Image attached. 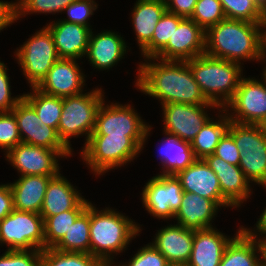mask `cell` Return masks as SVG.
<instances>
[{
	"label": "cell",
	"mask_w": 266,
	"mask_h": 266,
	"mask_svg": "<svg viewBox=\"0 0 266 266\" xmlns=\"http://www.w3.org/2000/svg\"><path fill=\"white\" fill-rule=\"evenodd\" d=\"M53 177L56 176L26 175L9 183L14 210L40 214L48 183Z\"/></svg>",
	"instance_id": "obj_25"
},
{
	"label": "cell",
	"mask_w": 266,
	"mask_h": 266,
	"mask_svg": "<svg viewBox=\"0 0 266 266\" xmlns=\"http://www.w3.org/2000/svg\"><path fill=\"white\" fill-rule=\"evenodd\" d=\"M225 18L226 16L220 0H198L190 17L205 31Z\"/></svg>",
	"instance_id": "obj_36"
},
{
	"label": "cell",
	"mask_w": 266,
	"mask_h": 266,
	"mask_svg": "<svg viewBox=\"0 0 266 266\" xmlns=\"http://www.w3.org/2000/svg\"><path fill=\"white\" fill-rule=\"evenodd\" d=\"M142 1L160 2V3H165V4L167 2V0H142Z\"/></svg>",
	"instance_id": "obj_52"
},
{
	"label": "cell",
	"mask_w": 266,
	"mask_h": 266,
	"mask_svg": "<svg viewBox=\"0 0 266 266\" xmlns=\"http://www.w3.org/2000/svg\"><path fill=\"white\" fill-rule=\"evenodd\" d=\"M30 87H37L59 59L53 35L45 26L14 52Z\"/></svg>",
	"instance_id": "obj_8"
},
{
	"label": "cell",
	"mask_w": 266,
	"mask_h": 266,
	"mask_svg": "<svg viewBox=\"0 0 266 266\" xmlns=\"http://www.w3.org/2000/svg\"><path fill=\"white\" fill-rule=\"evenodd\" d=\"M164 134L176 136L191 142L201 127L210 118L207 108H217L215 104L193 105L185 103H168L162 105ZM205 108V109H204Z\"/></svg>",
	"instance_id": "obj_14"
},
{
	"label": "cell",
	"mask_w": 266,
	"mask_h": 266,
	"mask_svg": "<svg viewBox=\"0 0 266 266\" xmlns=\"http://www.w3.org/2000/svg\"><path fill=\"white\" fill-rule=\"evenodd\" d=\"M264 246H265V259H266V243L264 244Z\"/></svg>",
	"instance_id": "obj_54"
},
{
	"label": "cell",
	"mask_w": 266,
	"mask_h": 266,
	"mask_svg": "<svg viewBox=\"0 0 266 266\" xmlns=\"http://www.w3.org/2000/svg\"><path fill=\"white\" fill-rule=\"evenodd\" d=\"M260 82L253 78L240 80L233 98L224 107L229 119L239 124L266 125V76ZM234 111L233 113L229 112Z\"/></svg>",
	"instance_id": "obj_10"
},
{
	"label": "cell",
	"mask_w": 266,
	"mask_h": 266,
	"mask_svg": "<svg viewBox=\"0 0 266 266\" xmlns=\"http://www.w3.org/2000/svg\"><path fill=\"white\" fill-rule=\"evenodd\" d=\"M263 73H264L265 76H266V65H265V67H264V71H263Z\"/></svg>",
	"instance_id": "obj_53"
},
{
	"label": "cell",
	"mask_w": 266,
	"mask_h": 266,
	"mask_svg": "<svg viewBox=\"0 0 266 266\" xmlns=\"http://www.w3.org/2000/svg\"><path fill=\"white\" fill-rule=\"evenodd\" d=\"M89 203L84 198L74 209L49 216L44 220L45 249L53 248L63 238L75 220L86 210Z\"/></svg>",
	"instance_id": "obj_32"
},
{
	"label": "cell",
	"mask_w": 266,
	"mask_h": 266,
	"mask_svg": "<svg viewBox=\"0 0 266 266\" xmlns=\"http://www.w3.org/2000/svg\"><path fill=\"white\" fill-rule=\"evenodd\" d=\"M216 174L222 195L233 205L240 207L251 195L250 183L238 165H232L212 154L203 159Z\"/></svg>",
	"instance_id": "obj_19"
},
{
	"label": "cell",
	"mask_w": 266,
	"mask_h": 266,
	"mask_svg": "<svg viewBox=\"0 0 266 266\" xmlns=\"http://www.w3.org/2000/svg\"><path fill=\"white\" fill-rule=\"evenodd\" d=\"M214 155L232 165H239L241 158L240 150L236 146L233 137L228 132H226L220 139V142L216 146Z\"/></svg>",
	"instance_id": "obj_44"
},
{
	"label": "cell",
	"mask_w": 266,
	"mask_h": 266,
	"mask_svg": "<svg viewBox=\"0 0 266 266\" xmlns=\"http://www.w3.org/2000/svg\"><path fill=\"white\" fill-rule=\"evenodd\" d=\"M7 70L6 65L0 61V112H11L23 98V95L11 97L10 78Z\"/></svg>",
	"instance_id": "obj_43"
},
{
	"label": "cell",
	"mask_w": 266,
	"mask_h": 266,
	"mask_svg": "<svg viewBox=\"0 0 266 266\" xmlns=\"http://www.w3.org/2000/svg\"><path fill=\"white\" fill-rule=\"evenodd\" d=\"M31 89L32 92L23 94V97L33 106L41 122L58 130L63 98L45 94L36 87Z\"/></svg>",
	"instance_id": "obj_33"
},
{
	"label": "cell",
	"mask_w": 266,
	"mask_h": 266,
	"mask_svg": "<svg viewBox=\"0 0 266 266\" xmlns=\"http://www.w3.org/2000/svg\"><path fill=\"white\" fill-rule=\"evenodd\" d=\"M151 129L148 126L145 136L90 135L80 156L94 174L102 175L138 157Z\"/></svg>",
	"instance_id": "obj_5"
},
{
	"label": "cell",
	"mask_w": 266,
	"mask_h": 266,
	"mask_svg": "<svg viewBox=\"0 0 266 266\" xmlns=\"http://www.w3.org/2000/svg\"><path fill=\"white\" fill-rule=\"evenodd\" d=\"M46 27L53 35L59 58L77 60L86 56L91 28L62 19L54 20Z\"/></svg>",
	"instance_id": "obj_20"
},
{
	"label": "cell",
	"mask_w": 266,
	"mask_h": 266,
	"mask_svg": "<svg viewBox=\"0 0 266 266\" xmlns=\"http://www.w3.org/2000/svg\"><path fill=\"white\" fill-rule=\"evenodd\" d=\"M76 62V59L59 58L36 88L61 98L82 93L85 75Z\"/></svg>",
	"instance_id": "obj_17"
},
{
	"label": "cell",
	"mask_w": 266,
	"mask_h": 266,
	"mask_svg": "<svg viewBox=\"0 0 266 266\" xmlns=\"http://www.w3.org/2000/svg\"><path fill=\"white\" fill-rule=\"evenodd\" d=\"M263 60L266 63V31L263 33Z\"/></svg>",
	"instance_id": "obj_50"
},
{
	"label": "cell",
	"mask_w": 266,
	"mask_h": 266,
	"mask_svg": "<svg viewBox=\"0 0 266 266\" xmlns=\"http://www.w3.org/2000/svg\"><path fill=\"white\" fill-rule=\"evenodd\" d=\"M16 118L23 143L57 150L63 157L72 155L56 129L40 121L33 106L23 97L11 111Z\"/></svg>",
	"instance_id": "obj_12"
},
{
	"label": "cell",
	"mask_w": 266,
	"mask_h": 266,
	"mask_svg": "<svg viewBox=\"0 0 266 266\" xmlns=\"http://www.w3.org/2000/svg\"><path fill=\"white\" fill-rule=\"evenodd\" d=\"M258 25L260 26L262 33H264L266 31V2L260 8Z\"/></svg>",
	"instance_id": "obj_49"
},
{
	"label": "cell",
	"mask_w": 266,
	"mask_h": 266,
	"mask_svg": "<svg viewBox=\"0 0 266 266\" xmlns=\"http://www.w3.org/2000/svg\"><path fill=\"white\" fill-rule=\"evenodd\" d=\"M104 266H113V264H107V265H104ZM115 266V265H114Z\"/></svg>",
	"instance_id": "obj_55"
},
{
	"label": "cell",
	"mask_w": 266,
	"mask_h": 266,
	"mask_svg": "<svg viewBox=\"0 0 266 266\" xmlns=\"http://www.w3.org/2000/svg\"><path fill=\"white\" fill-rule=\"evenodd\" d=\"M14 210L10 184L0 185V221Z\"/></svg>",
	"instance_id": "obj_46"
},
{
	"label": "cell",
	"mask_w": 266,
	"mask_h": 266,
	"mask_svg": "<svg viewBox=\"0 0 266 266\" xmlns=\"http://www.w3.org/2000/svg\"><path fill=\"white\" fill-rule=\"evenodd\" d=\"M74 0H17L15 2V21L26 14L61 13Z\"/></svg>",
	"instance_id": "obj_37"
},
{
	"label": "cell",
	"mask_w": 266,
	"mask_h": 266,
	"mask_svg": "<svg viewBox=\"0 0 266 266\" xmlns=\"http://www.w3.org/2000/svg\"><path fill=\"white\" fill-rule=\"evenodd\" d=\"M42 266H104L90 253L62 252L54 248L42 250Z\"/></svg>",
	"instance_id": "obj_35"
},
{
	"label": "cell",
	"mask_w": 266,
	"mask_h": 266,
	"mask_svg": "<svg viewBox=\"0 0 266 266\" xmlns=\"http://www.w3.org/2000/svg\"><path fill=\"white\" fill-rule=\"evenodd\" d=\"M205 54L242 64L241 60L263 61V33L258 23L225 18L209 27Z\"/></svg>",
	"instance_id": "obj_2"
},
{
	"label": "cell",
	"mask_w": 266,
	"mask_h": 266,
	"mask_svg": "<svg viewBox=\"0 0 266 266\" xmlns=\"http://www.w3.org/2000/svg\"><path fill=\"white\" fill-rule=\"evenodd\" d=\"M83 199L77 188L59 173L48 183L40 215L45 220L49 216L72 210Z\"/></svg>",
	"instance_id": "obj_26"
},
{
	"label": "cell",
	"mask_w": 266,
	"mask_h": 266,
	"mask_svg": "<svg viewBox=\"0 0 266 266\" xmlns=\"http://www.w3.org/2000/svg\"><path fill=\"white\" fill-rule=\"evenodd\" d=\"M127 264L115 266H169L165 256L151 243L140 248Z\"/></svg>",
	"instance_id": "obj_42"
},
{
	"label": "cell",
	"mask_w": 266,
	"mask_h": 266,
	"mask_svg": "<svg viewBox=\"0 0 266 266\" xmlns=\"http://www.w3.org/2000/svg\"><path fill=\"white\" fill-rule=\"evenodd\" d=\"M139 232L140 226L128 216L109 207L98 211L90 202V254L104 265L114 264L113 254L126 250Z\"/></svg>",
	"instance_id": "obj_3"
},
{
	"label": "cell",
	"mask_w": 266,
	"mask_h": 266,
	"mask_svg": "<svg viewBox=\"0 0 266 266\" xmlns=\"http://www.w3.org/2000/svg\"><path fill=\"white\" fill-rule=\"evenodd\" d=\"M22 142L15 115L12 112H0V149L7 154Z\"/></svg>",
	"instance_id": "obj_39"
},
{
	"label": "cell",
	"mask_w": 266,
	"mask_h": 266,
	"mask_svg": "<svg viewBox=\"0 0 266 266\" xmlns=\"http://www.w3.org/2000/svg\"><path fill=\"white\" fill-rule=\"evenodd\" d=\"M126 47L125 40L118 32L104 30L95 35L91 30L86 58L95 69L108 70L124 58Z\"/></svg>",
	"instance_id": "obj_22"
},
{
	"label": "cell",
	"mask_w": 266,
	"mask_h": 266,
	"mask_svg": "<svg viewBox=\"0 0 266 266\" xmlns=\"http://www.w3.org/2000/svg\"><path fill=\"white\" fill-rule=\"evenodd\" d=\"M187 63L207 101L224 109L239 87L242 66L205 53L187 60Z\"/></svg>",
	"instance_id": "obj_4"
},
{
	"label": "cell",
	"mask_w": 266,
	"mask_h": 266,
	"mask_svg": "<svg viewBox=\"0 0 266 266\" xmlns=\"http://www.w3.org/2000/svg\"><path fill=\"white\" fill-rule=\"evenodd\" d=\"M5 155L21 176H57L60 173L57 158H63L57 150L23 142L17 144Z\"/></svg>",
	"instance_id": "obj_15"
},
{
	"label": "cell",
	"mask_w": 266,
	"mask_h": 266,
	"mask_svg": "<svg viewBox=\"0 0 266 266\" xmlns=\"http://www.w3.org/2000/svg\"><path fill=\"white\" fill-rule=\"evenodd\" d=\"M255 3L258 5L259 8L266 2V0H254Z\"/></svg>",
	"instance_id": "obj_51"
},
{
	"label": "cell",
	"mask_w": 266,
	"mask_h": 266,
	"mask_svg": "<svg viewBox=\"0 0 266 266\" xmlns=\"http://www.w3.org/2000/svg\"><path fill=\"white\" fill-rule=\"evenodd\" d=\"M256 228L253 231L249 228H244V226H242V230L251 238L257 240L260 244H265L266 243V208L264 209L263 213L260 215V218L258 219V221L256 222ZM259 232L261 234V236H263L262 238H258V235L260 236ZM258 234V235H257ZM265 236V237H264Z\"/></svg>",
	"instance_id": "obj_48"
},
{
	"label": "cell",
	"mask_w": 266,
	"mask_h": 266,
	"mask_svg": "<svg viewBox=\"0 0 266 266\" xmlns=\"http://www.w3.org/2000/svg\"><path fill=\"white\" fill-rule=\"evenodd\" d=\"M184 18L165 11L157 23L151 41L141 50L145 58H155L166 46L170 37Z\"/></svg>",
	"instance_id": "obj_34"
},
{
	"label": "cell",
	"mask_w": 266,
	"mask_h": 266,
	"mask_svg": "<svg viewBox=\"0 0 266 266\" xmlns=\"http://www.w3.org/2000/svg\"><path fill=\"white\" fill-rule=\"evenodd\" d=\"M194 231L179 224H170L158 230L151 244L165 256L170 265L186 266L191 256Z\"/></svg>",
	"instance_id": "obj_21"
},
{
	"label": "cell",
	"mask_w": 266,
	"mask_h": 266,
	"mask_svg": "<svg viewBox=\"0 0 266 266\" xmlns=\"http://www.w3.org/2000/svg\"><path fill=\"white\" fill-rule=\"evenodd\" d=\"M206 31L192 19L184 18L155 57L164 61H187L205 53Z\"/></svg>",
	"instance_id": "obj_16"
},
{
	"label": "cell",
	"mask_w": 266,
	"mask_h": 266,
	"mask_svg": "<svg viewBox=\"0 0 266 266\" xmlns=\"http://www.w3.org/2000/svg\"><path fill=\"white\" fill-rule=\"evenodd\" d=\"M161 141L159 155L164 169L161 174L176 175L179 171L190 166L195 160L191 143L183 141L176 136L166 135Z\"/></svg>",
	"instance_id": "obj_29"
},
{
	"label": "cell",
	"mask_w": 266,
	"mask_h": 266,
	"mask_svg": "<svg viewBox=\"0 0 266 266\" xmlns=\"http://www.w3.org/2000/svg\"><path fill=\"white\" fill-rule=\"evenodd\" d=\"M137 76L136 88L146 95L159 99L161 105L168 103L213 104L208 102L202 94L187 61L148 58L144 63L139 64Z\"/></svg>",
	"instance_id": "obj_1"
},
{
	"label": "cell",
	"mask_w": 266,
	"mask_h": 266,
	"mask_svg": "<svg viewBox=\"0 0 266 266\" xmlns=\"http://www.w3.org/2000/svg\"><path fill=\"white\" fill-rule=\"evenodd\" d=\"M228 19L258 23L260 8L254 0H220Z\"/></svg>",
	"instance_id": "obj_38"
},
{
	"label": "cell",
	"mask_w": 266,
	"mask_h": 266,
	"mask_svg": "<svg viewBox=\"0 0 266 266\" xmlns=\"http://www.w3.org/2000/svg\"><path fill=\"white\" fill-rule=\"evenodd\" d=\"M198 0H167V11L183 18H190Z\"/></svg>",
	"instance_id": "obj_45"
},
{
	"label": "cell",
	"mask_w": 266,
	"mask_h": 266,
	"mask_svg": "<svg viewBox=\"0 0 266 266\" xmlns=\"http://www.w3.org/2000/svg\"><path fill=\"white\" fill-rule=\"evenodd\" d=\"M184 191L176 175L157 174L144 186L142 202L153 217L173 218L180 208Z\"/></svg>",
	"instance_id": "obj_11"
},
{
	"label": "cell",
	"mask_w": 266,
	"mask_h": 266,
	"mask_svg": "<svg viewBox=\"0 0 266 266\" xmlns=\"http://www.w3.org/2000/svg\"><path fill=\"white\" fill-rule=\"evenodd\" d=\"M0 243L8 250H44V219L38 213L13 210L0 221Z\"/></svg>",
	"instance_id": "obj_9"
},
{
	"label": "cell",
	"mask_w": 266,
	"mask_h": 266,
	"mask_svg": "<svg viewBox=\"0 0 266 266\" xmlns=\"http://www.w3.org/2000/svg\"><path fill=\"white\" fill-rule=\"evenodd\" d=\"M0 266H42V250H8L0 256Z\"/></svg>",
	"instance_id": "obj_40"
},
{
	"label": "cell",
	"mask_w": 266,
	"mask_h": 266,
	"mask_svg": "<svg viewBox=\"0 0 266 266\" xmlns=\"http://www.w3.org/2000/svg\"><path fill=\"white\" fill-rule=\"evenodd\" d=\"M166 10L165 3L136 1L131 16L140 51L151 41L155 27Z\"/></svg>",
	"instance_id": "obj_28"
},
{
	"label": "cell",
	"mask_w": 266,
	"mask_h": 266,
	"mask_svg": "<svg viewBox=\"0 0 266 266\" xmlns=\"http://www.w3.org/2000/svg\"><path fill=\"white\" fill-rule=\"evenodd\" d=\"M230 238L214 227L194 231L191 256L186 266H219Z\"/></svg>",
	"instance_id": "obj_23"
},
{
	"label": "cell",
	"mask_w": 266,
	"mask_h": 266,
	"mask_svg": "<svg viewBox=\"0 0 266 266\" xmlns=\"http://www.w3.org/2000/svg\"><path fill=\"white\" fill-rule=\"evenodd\" d=\"M100 105L91 135L145 136L149 125L143 122L130 104L104 103Z\"/></svg>",
	"instance_id": "obj_13"
},
{
	"label": "cell",
	"mask_w": 266,
	"mask_h": 266,
	"mask_svg": "<svg viewBox=\"0 0 266 266\" xmlns=\"http://www.w3.org/2000/svg\"><path fill=\"white\" fill-rule=\"evenodd\" d=\"M227 132L240 150L238 166L248 181L266 188V126L230 121Z\"/></svg>",
	"instance_id": "obj_7"
},
{
	"label": "cell",
	"mask_w": 266,
	"mask_h": 266,
	"mask_svg": "<svg viewBox=\"0 0 266 266\" xmlns=\"http://www.w3.org/2000/svg\"><path fill=\"white\" fill-rule=\"evenodd\" d=\"M15 23V3L0 1V32Z\"/></svg>",
	"instance_id": "obj_47"
},
{
	"label": "cell",
	"mask_w": 266,
	"mask_h": 266,
	"mask_svg": "<svg viewBox=\"0 0 266 266\" xmlns=\"http://www.w3.org/2000/svg\"><path fill=\"white\" fill-rule=\"evenodd\" d=\"M104 92L96 88L87 93H80L63 98V108L58 125V135L62 142L71 148L70 139L85 134V144L92 134L96 115L102 102ZM70 138V139H69Z\"/></svg>",
	"instance_id": "obj_6"
},
{
	"label": "cell",
	"mask_w": 266,
	"mask_h": 266,
	"mask_svg": "<svg viewBox=\"0 0 266 266\" xmlns=\"http://www.w3.org/2000/svg\"><path fill=\"white\" fill-rule=\"evenodd\" d=\"M264 263L265 246L249 237L240 227L225 248L219 266H262Z\"/></svg>",
	"instance_id": "obj_27"
},
{
	"label": "cell",
	"mask_w": 266,
	"mask_h": 266,
	"mask_svg": "<svg viewBox=\"0 0 266 266\" xmlns=\"http://www.w3.org/2000/svg\"><path fill=\"white\" fill-rule=\"evenodd\" d=\"M90 203L53 247L62 252L90 253Z\"/></svg>",
	"instance_id": "obj_31"
},
{
	"label": "cell",
	"mask_w": 266,
	"mask_h": 266,
	"mask_svg": "<svg viewBox=\"0 0 266 266\" xmlns=\"http://www.w3.org/2000/svg\"><path fill=\"white\" fill-rule=\"evenodd\" d=\"M219 111L224 115H218L220 117L218 121L209 118L190 142L196 159H204L206 156L214 154L220 139L228 131L231 120L225 109H219Z\"/></svg>",
	"instance_id": "obj_30"
},
{
	"label": "cell",
	"mask_w": 266,
	"mask_h": 266,
	"mask_svg": "<svg viewBox=\"0 0 266 266\" xmlns=\"http://www.w3.org/2000/svg\"><path fill=\"white\" fill-rule=\"evenodd\" d=\"M220 208L214 201L184 192L180 208L174 214L177 224L190 230L212 228V221Z\"/></svg>",
	"instance_id": "obj_24"
},
{
	"label": "cell",
	"mask_w": 266,
	"mask_h": 266,
	"mask_svg": "<svg viewBox=\"0 0 266 266\" xmlns=\"http://www.w3.org/2000/svg\"><path fill=\"white\" fill-rule=\"evenodd\" d=\"M94 0H74L63 11L67 12L68 19L63 21L81 24L86 27H91L88 20L98 8Z\"/></svg>",
	"instance_id": "obj_41"
},
{
	"label": "cell",
	"mask_w": 266,
	"mask_h": 266,
	"mask_svg": "<svg viewBox=\"0 0 266 266\" xmlns=\"http://www.w3.org/2000/svg\"><path fill=\"white\" fill-rule=\"evenodd\" d=\"M184 192H191L214 201L220 208L234 206L222 195L219 180L203 159H196L190 166L179 171Z\"/></svg>",
	"instance_id": "obj_18"
}]
</instances>
